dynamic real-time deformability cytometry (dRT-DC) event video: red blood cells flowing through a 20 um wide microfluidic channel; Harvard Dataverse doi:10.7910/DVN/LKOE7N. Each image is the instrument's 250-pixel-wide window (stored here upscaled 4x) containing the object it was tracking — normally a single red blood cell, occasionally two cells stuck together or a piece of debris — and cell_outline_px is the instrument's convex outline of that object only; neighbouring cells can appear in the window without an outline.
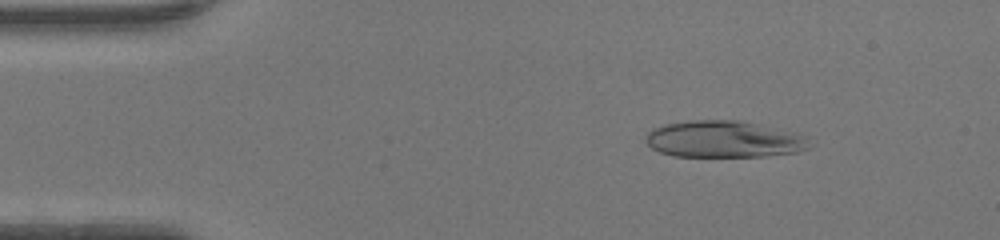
{"species": "human", "species_latin": "Homo sapiens", "temperature_condition": "warm", "stored_images_in_passage": 47, "camera_frame_rate_fps": 3000, "um_per_image_px": 0.085, "donor": {"sex": "female"}, "frame": {"image": 1, "passage_image": 7, "time_ms": 2.0, "image_size_px": [1000, 240], "cell_outline_px": [[816, 144], [808, 148], [796, 152], [768, 156], [672, 156], [660, 152], [652, 148], [644, 140], [644, 136], [652, 128], [664, 124], [688, 120], [740, 120], [800, 132], [808, 136]], "centroid_in_image_um": [61.61, 11.82], "position_along_channel_um": 23.4, "area_um2": 35.89}}
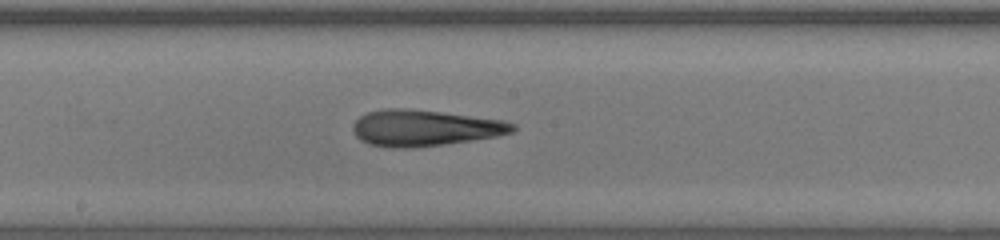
{"frame": {"image": 2, "passage_image": 25, "time_ms": 8.0, "image_size_px": [1000, 240], "cell_outline_px": [[516, 128], [512, 132], [496, 136], [472, 140], [444, 144], [412, 148], [392, 148], [368, 144], [360, 140], [356, 136], [352, 128], [352, 124], [360, 116], [368, 112], [384, 108], [408, 108], [504, 120], [516, 124]], "centroid_in_image_um": [36.06, 10.88], "position_along_channel_um": 212.1, "area_um2": 33.76}}
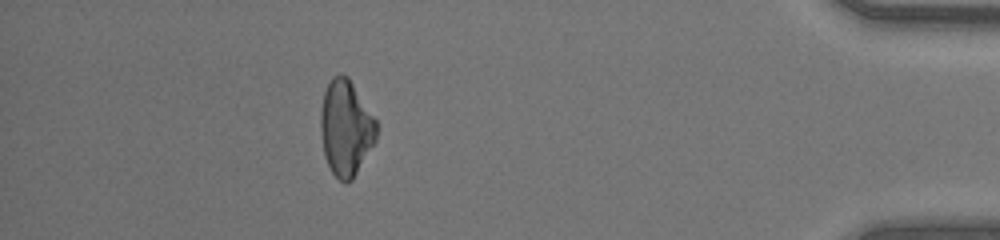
{"frame": {"image": 3, "passage_image": 42, "time_ms": 13.667, "image_size_px": [1000, 240], "cell_outline_px": [[376, 140], [352, 180], [348, 184], [344, 184], [332, 172], [324, 156], [320, 128], [320, 112], [324, 92], [332, 76], [340, 72], [348, 76], [376, 120]], "centroid_in_image_um": [29.38, 10.87], "position_along_channel_um": 405.8, "area_um2": 31.15}, "authors_computed_cell_mechanics": {"area_um2": 33.235, "velocity_mm_per_s": 4.3884, "shape_relaxation_time_tau1_ms": null, "shape_relaxation_time_tau2_ms": 2.7792, "deformation_change_tau1": null, "deformation_change_tau2": 0.1206}}